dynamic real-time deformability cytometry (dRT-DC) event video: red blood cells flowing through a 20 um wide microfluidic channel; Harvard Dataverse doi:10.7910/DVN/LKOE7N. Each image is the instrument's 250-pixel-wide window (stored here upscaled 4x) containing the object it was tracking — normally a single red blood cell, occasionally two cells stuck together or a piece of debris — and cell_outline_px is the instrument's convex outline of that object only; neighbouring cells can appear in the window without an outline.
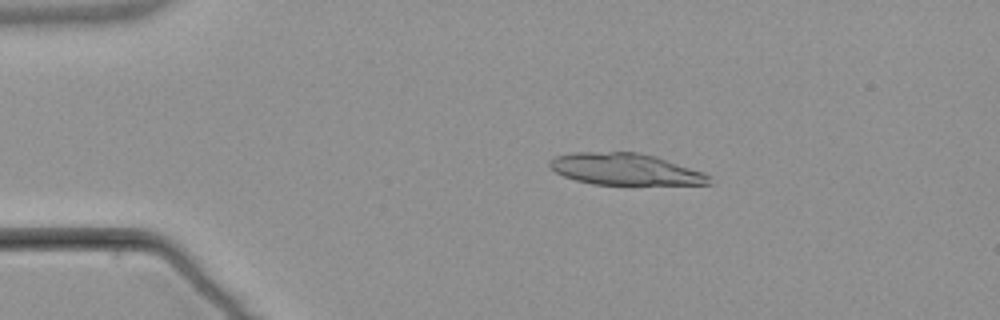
{"species": "common noctule bat (a hibernating species)", "species_latin": "Nyctalus noctula", "temperature_condition": "warm", "stored_images_in_passage": 6, "segment_of_instrument_passage": [1, 2], "camera_frame_rate_fps": 3000, "um_per_image_px": 0.085, "animal": {"sex": "male", "body_mass_g": 21.5, "forearm_length_mm": 52.0}, "frame": {"image": 1, "passage_image": 4, "time_ms": 3.333, "image_size_px": [1000, 320], "cell_outline_px": [[716, 184], [592, 184], [576, 180], [564, 176], [548, 168], [548, 160], [556, 156], [572, 152], [640, 152], [656, 156], [704, 172]], "centroid_in_image_um": [53.12, 14.37], "position_along_channel_um": 31.9, "area_um2": 29.48}}